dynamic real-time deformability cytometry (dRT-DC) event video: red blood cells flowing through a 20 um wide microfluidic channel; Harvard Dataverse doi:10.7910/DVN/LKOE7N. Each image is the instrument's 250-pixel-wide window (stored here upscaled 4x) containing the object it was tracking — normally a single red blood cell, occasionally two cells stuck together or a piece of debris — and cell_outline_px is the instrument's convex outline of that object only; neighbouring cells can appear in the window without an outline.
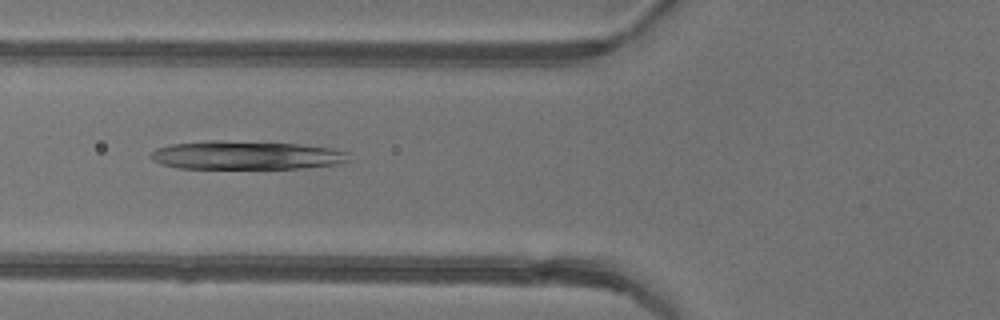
{"species": "common noctule bat (a hibernating species)", "species_latin": "Nyctalus noctula", "temperature_condition": "warm", "stored_images_in_passage": 3, "camera_frame_rate_fps": 3000, "um_per_image_px": 0.085, "animal": {"sex": "female"}, "frame": {"image": 1, "passage_image": 3, "time_ms": 2.333, "image_size_px": [1000, 320], "cell_outline_px": [[348, 164], [304, 168], [180, 168], [160, 164], [152, 160], [152, 152], [156, 148], [172, 144], [208, 140], [220, 140], [300, 144], [332, 148], [348, 152]], "centroid_in_image_um": [21.0, 13.2], "position_along_channel_um": 104.8, "area_um2": 33.18}}